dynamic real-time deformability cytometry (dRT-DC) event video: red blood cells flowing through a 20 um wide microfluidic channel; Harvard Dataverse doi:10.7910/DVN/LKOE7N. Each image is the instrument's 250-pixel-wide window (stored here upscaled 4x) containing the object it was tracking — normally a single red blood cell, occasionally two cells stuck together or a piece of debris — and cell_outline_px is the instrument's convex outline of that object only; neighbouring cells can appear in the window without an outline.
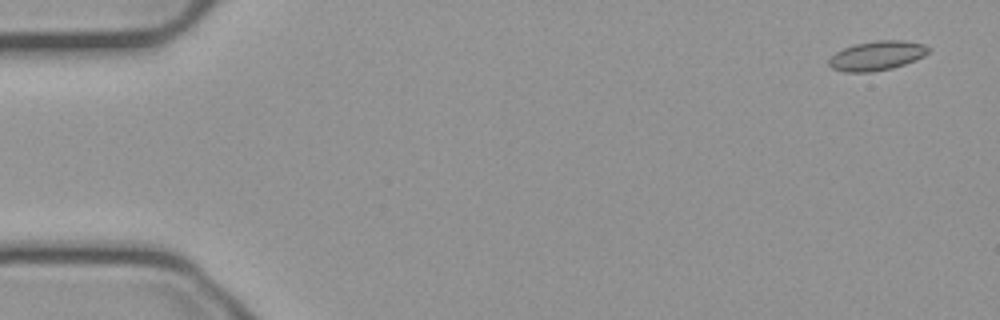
{"species": "common noctule bat (a hibernating species)", "species_latin": "Nyctalus noctula", "temperature_condition": "cold", "stored_images_in_passage": 54, "camera_frame_rate_fps": 3000, "um_per_image_px": 0.085, "animal": {"sex": "male", "body_mass_g": 23.1, "forearm_length_mm": 52.7}, "frame": {"image": 1, "passage_image": 1, "time_ms": 0.0, "image_size_px": [1000, 320], "cell_outline_px": [[932, 48], [924, 56], [916, 60], [892, 68], [872, 72], [844, 72], [832, 68], [828, 64], [828, 60], [836, 52], [844, 48], [856, 44], [876, 40], [904, 40], [924, 44]], "centroid_in_image_um": [74.56, 4.73], "position_along_channel_um": 10.4, "area_um2": 17.11}}
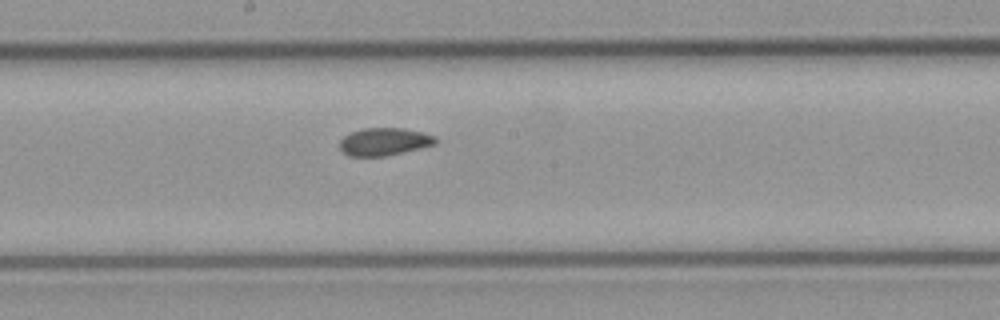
{"frame": {"image": 2, "passage_image": 28, "time_ms": 9.0, "image_size_px": [1000, 320], "cell_outline_px": [[436, 144], [420, 148], [384, 156], [348, 156], [340, 148], [340, 140], [344, 136], [352, 132], [364, 128], [404, 128], [424, 132], [436, 136]], "centroid_in_image_um": [32.68, 12.03], "position_along_channel_um": 215.5, "area_um2": 15.37}}
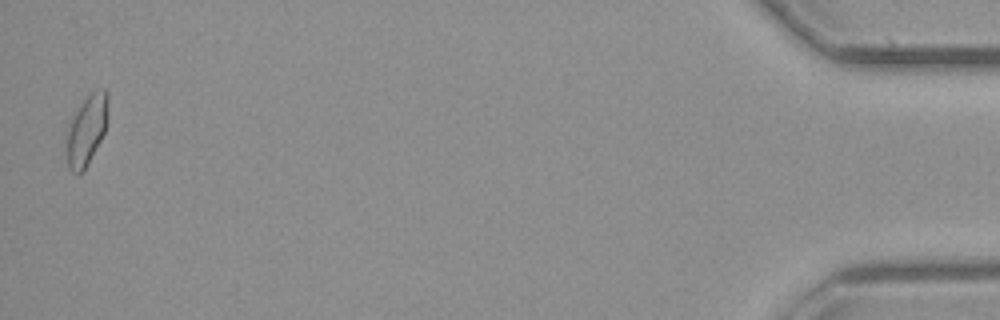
{"frame": {"image": 3, "passage_image": 53, "time_ms": 17.333, "image_size_px": [1000, 320], "cell_outline_px": [[108, 120], [104, 132], [88, 164], [80, 172], [72, 172], [68, 168], [64, 148], [64, 136], [72, 116], [84, 100], [92, 92], [104, 88], [108, 92]], "centroid_in_image_um": [7.32, 11.06], "position_along_channel_um": 427.9, "area_um2": 17.28}, "authors_computed_cell_mechanics": {"area_um2": 15.9817, "velocity_mm_per_s": 3.7333, "shape_relaxation_time_tau1_ms": null, "shape_relaxation_time_tau2_ms": 3.2871, "deformation_change_tau1": null, "deformation_change_tau2": 0.0662}}